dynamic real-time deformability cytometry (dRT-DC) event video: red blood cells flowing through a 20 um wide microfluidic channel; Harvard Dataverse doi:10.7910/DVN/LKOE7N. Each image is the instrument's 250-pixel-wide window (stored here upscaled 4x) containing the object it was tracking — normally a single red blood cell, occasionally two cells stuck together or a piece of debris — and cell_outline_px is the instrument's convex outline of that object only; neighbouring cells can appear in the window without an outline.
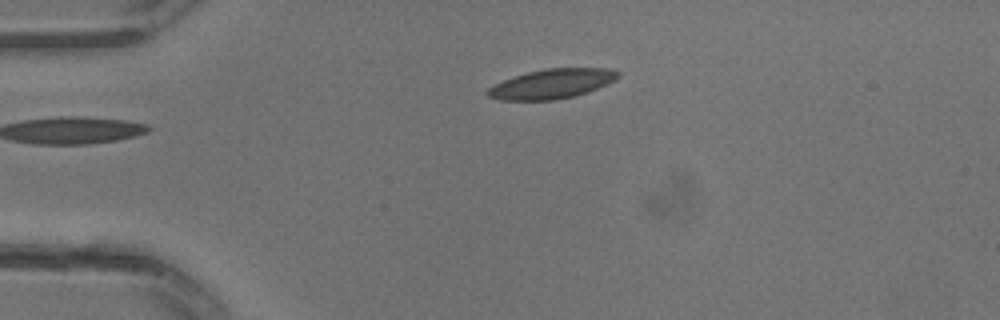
{"species": "common noctule bat (a hibernating species)", "species_latin": "Nyctalus noctula", "temperature_condition": "warm", "stored_images_in_passage": 17, "camera_frame_rate_fps": 3000, "um_per_image_px": 0.085, "animal": {"sex": "male", "body_mass_g": 13.3}, "frame": {"image": 1, "passage_image": 1, "time_ms": 0.0, "image_size_px": [1000, 320], "cell_outline_px": [[620, 76], [616, 80], [608, 84], [572, 96], [552, 100], [500, 100], [488, 96], [484, 92], [488, 88], [504, 80], [528, 72], [548, 68], [604, 68], [620, 72]], "centroid_in_image_um": [46.9, 7.12], "position_along_channel_um": 38.1, "area_um2": 22.14}}
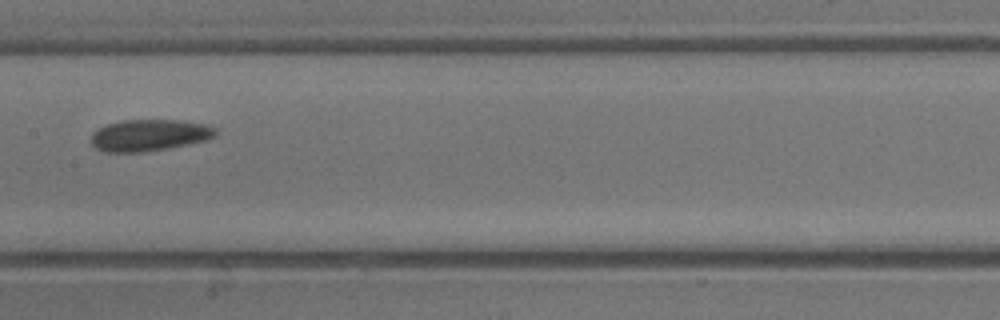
{"frame": {"image": 2, "passage_image": 10, "time_ms": 3.0, "image_size_px": [1000, 320], "cell_outline_px": [[216, 136], [204, 140], [188, 144], [168, 148], [144, 152], [104, 152], [96, 148], [92, 144], [92, 132], [108, 124], [120, 120], [180, 120], [208, 124], [216, 128]], "centroid_in_image_um": [12.7, 11.49], "position_along_channel_um": 194.7, "area_um2": 22.95}}
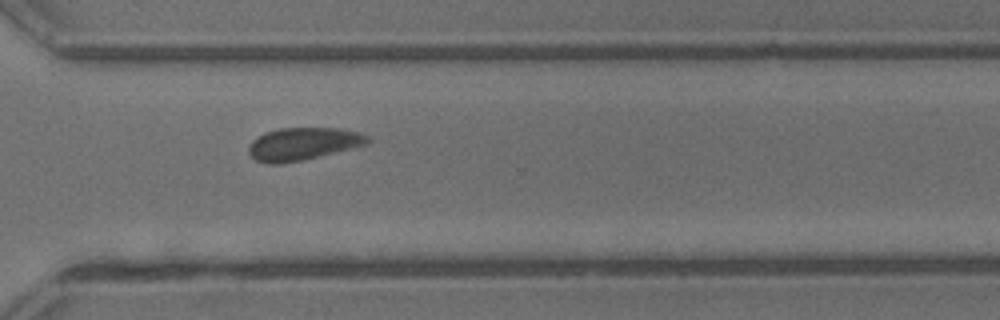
{"frame": {"image": 3, "passage_image": 17, "time_ms": 5.333, "image_size_px": [1000, 320], "cell_outline_px": [[368, 144], [304, 160], [284, 164], [268, 164], [256, 160], [248, 152], [248, 148], [252, 140], [256, 136], [264, 132], [280, 128], [336, 128], [360, 132], [368, 136]], "centroid_in_image_um": [25.72, 12.23], "position_along_channel_um": 344.9, "area_um2": 22.72}}